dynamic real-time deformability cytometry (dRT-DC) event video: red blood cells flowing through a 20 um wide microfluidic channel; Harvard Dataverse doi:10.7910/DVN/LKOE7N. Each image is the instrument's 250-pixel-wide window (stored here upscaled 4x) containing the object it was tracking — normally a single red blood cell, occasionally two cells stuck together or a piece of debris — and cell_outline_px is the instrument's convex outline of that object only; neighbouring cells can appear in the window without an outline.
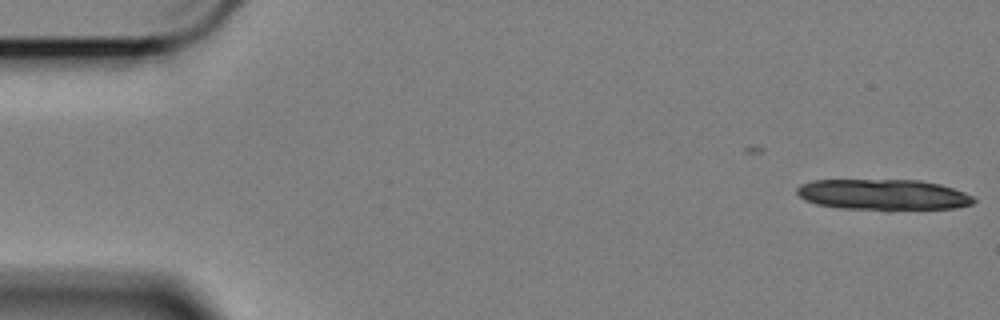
{"species": "Egyptian fruit bat (a non-hibernating species)", "species_latin": "Rousettus aegyptiacus", "temperature_condition": "cold", "stored_images_in_passage": 3, "camera_frame_rate_fps": 3000, "um_per_image_px": 0.085, "animal": {"sex": "female"}, "frame": {"image": 1, "passage_image": 3, "time_ms": 0.667, "image_size_px": [1000, 320], "cell_outline_px": [[976, 200], [972, 204], [956, 208], [888, 212], [884, 212], [840, 208], [816, 204], [804, 200], [796, 192], [796, 188], [800, 184], [812, 180], [920, 180], [940, 184], [964, 192], [972, 196]], "centroid_in_image_um": [75.08, 16.58], "position_along_channel_um": 9.9, "area_um2": 32.83}}